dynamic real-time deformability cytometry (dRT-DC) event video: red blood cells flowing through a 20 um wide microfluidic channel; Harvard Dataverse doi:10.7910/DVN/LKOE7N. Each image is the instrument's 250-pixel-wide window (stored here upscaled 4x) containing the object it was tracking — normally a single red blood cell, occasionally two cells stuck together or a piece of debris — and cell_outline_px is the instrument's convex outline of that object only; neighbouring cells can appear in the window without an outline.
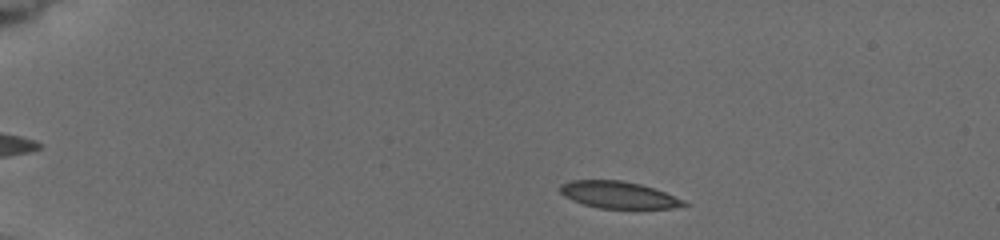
{"species": "common noctule bat (a hibernating species)", "species_latin": "Nyctalus noctula", "temperature_condition": "cold", "stored_images_in_passage": 7, "camera_frame_rate_fps": 3000, "um_per_image_px": 0.085, "animal": {"sex": "female", "body_mass_g": 19.5, "forearm_length_mm": 54.1}, "frame": {"image": 1, "passage_image": 2, "time_ms": 1.0, "image_size_px": [1000, 240], "cell_outline_px": [[692, 204], [672, 208], [600, 208], [584, 204], [572, 200], [564, 196], [560, 192], [560, 184], [568, 180], [620, 180], [640, 184], [664, 192], [684, 200]], "centroid_in_image_um": [52.55, 16.56], "position_along_channel_um": 32.4, "area_um2": 19.31}}
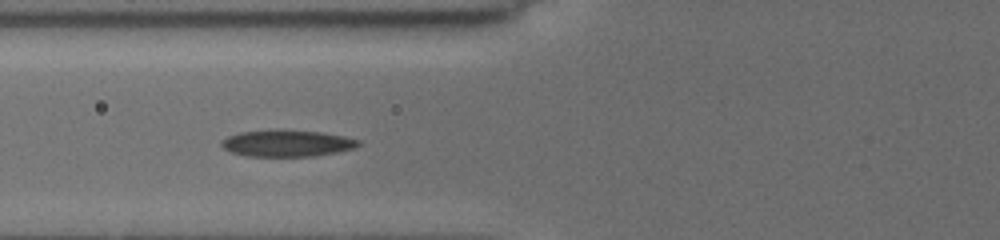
{"frame": {"image": 2, "passage_image": 6, "time_ms": 5.0, "image_size_px": [1000, 240], "cell_outline_px": [[360, 144], [356, 148], [316, 156], [244, 156], [228, 152], [220, 144], [228, 136], [240, 132], [276, 128], [324, 132], [344, 136], [360, 140]], "centroid_in_image_um": [24.4, 12.16], "position_along_channel_um": 101.4, "area_um2": 21.73}}
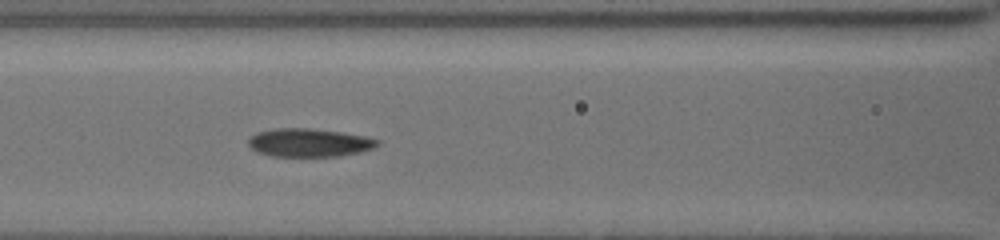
{"frame": {"image": 3, "passage_image": 7, "time_ms": 6.0, "image_size_px": [1000, 240], "cell_outline_px": [[376, 148], [360, 152], [336, 156], [272, 156], [256, 152], [248, 144], [248, 140], [256, 132], [276, 128], [308, 128], [340, 132], [364, 136], [376, 140]], "centroid_in_image_um": [26.23, 12.13], "position_along_channel_um": 140.4, "area_um2": 21.04}}